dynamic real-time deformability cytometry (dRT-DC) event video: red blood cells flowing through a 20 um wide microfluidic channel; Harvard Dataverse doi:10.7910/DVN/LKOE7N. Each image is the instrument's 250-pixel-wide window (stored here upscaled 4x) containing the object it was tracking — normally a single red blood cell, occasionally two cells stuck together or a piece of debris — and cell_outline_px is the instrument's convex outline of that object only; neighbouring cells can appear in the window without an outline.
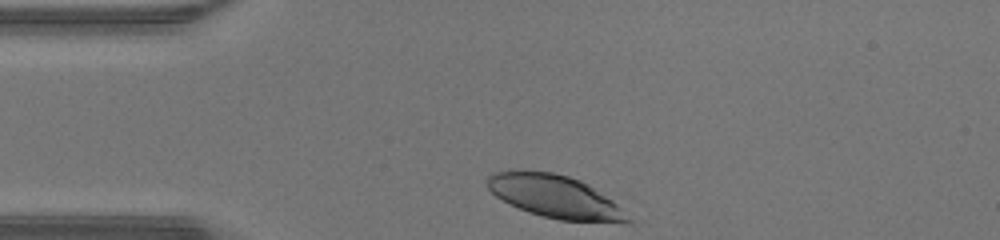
{"species": "human", "species_latin": "Homo sapiens", "temperature_condition": "warm", "stored_images_in_passage": 28, "camera_frame_rate_fps": 3000, "um_per_image_px": 0.085, "donor": {"sex": "male"}, "frame": {"image": 1, "passage_image": 1, "time_ms": 0.0, "image_size_px": [1000, 240], "cell_outline_px": [[632, 220], [560, 220], [528, 212], [496, 196], [484, 184], [488, 176], [492, 172], [508, 168], [520, 168], [552, 172], [568, 176], [580, 180], [588, 184], [612, 200]], "centroid_in_image_um": [47.0, 16.61], "position_along_channel_um": 38.0, "area_um2": 34.56}}
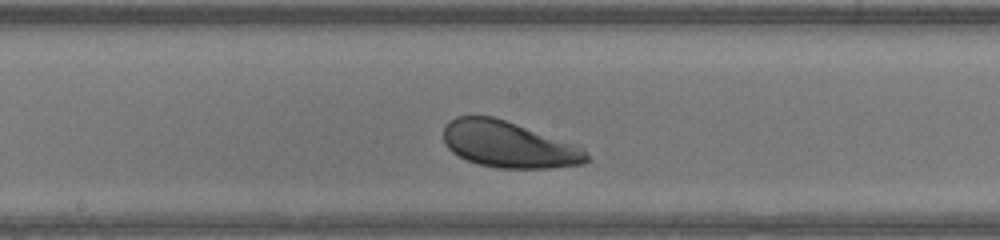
{"frame": {"image": 2, "passage_image": 15, "time_ms": 4.667, "image_size_px": [1000, 240], "cell_outline_px": [[588, 160], [584, 164], [548, 168], [496, 168], [480, 164], [468, 160], [452, 152], [444, 144], [444, 128], [448, 120], [456, 116], [492, 116], [504, 120], [584, 148], [588, 156]], "centroid_in_image_um": [43.19, 12.29], "position_along_channel_um": 205.0, "area_um2": 38.15}}
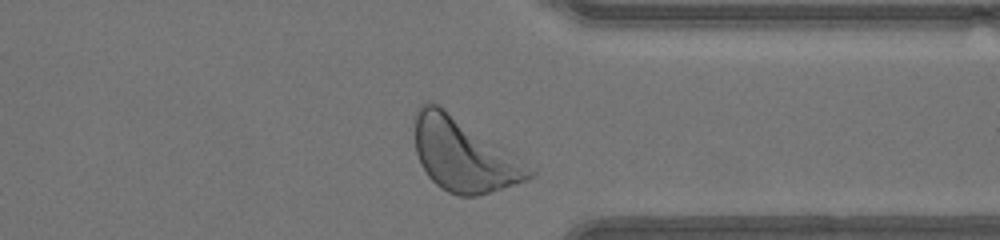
{"frame": {"image": 3, "passage_image": 27, "time_ms": 8.667, "image_size_px": [1000, 240], "cell_outline_px": [[536, 172], [532, 176], [524, 180], [476, 196], [460, 196], [448, 192], [436, 184], [428, 176], [420, 164], [416, 152], [416, 112], [420, 104], [428, 100], [436, 104], [512, 152]], "centroid_in_image_um": [39.39, 13.17], "position_along_channel_um": 372.0, "area_um2": 47.8}, "authors_computed_cell_mechanics": {"area_um2": 39.304, "velocity_mm_per_s": 4.2721, "shape_relaxation_time_tau1_ms": 1.4306, "shape_relaxation_time_tau2_ms": null, "deformation_change_tau1": 0.1055, "deformation_change_tau2": null}}